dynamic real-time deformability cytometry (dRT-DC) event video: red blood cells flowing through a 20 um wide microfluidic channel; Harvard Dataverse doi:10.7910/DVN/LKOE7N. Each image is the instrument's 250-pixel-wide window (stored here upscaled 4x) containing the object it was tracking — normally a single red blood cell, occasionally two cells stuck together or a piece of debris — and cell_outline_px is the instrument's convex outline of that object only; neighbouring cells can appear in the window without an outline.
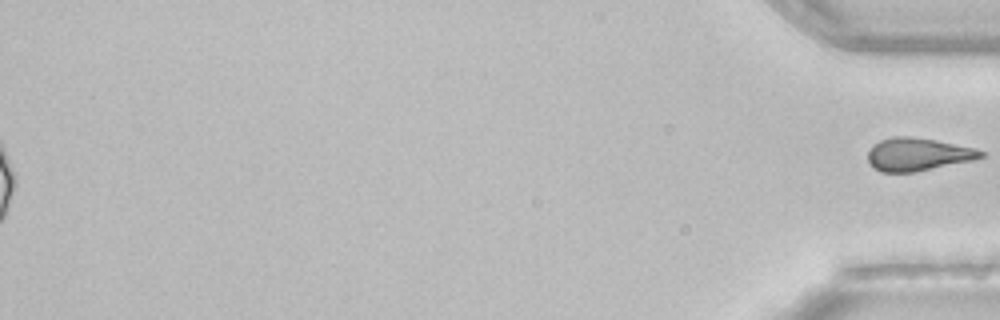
{"species": "common noctule bat (a hibernating species)", "species_latin": "Nyctalus noctula", "temperature_condition": "room temperature", "stored_images_in_passage": 35, "segment_of_instrument_passage": [2, 2], "camera_frame_rate_fps": 3000, "um_per_image_px": 0.085, "animal": {"sex": "female", "body_mass_g": 22.7, "forearm_length_mm": 54.2}, "frame": {"image": 1, "passage_image": 35, "time_ms": 11.333, "image_size_px": [1000, 320], "cell_outline_px": [[984, 156], [972, 160], [912, 172], [880, 172], [872, 168], [868, 164], [868, 148], [872, 144], [880, 140], [892, 136], [908, 136], [936, 140], [976, 148], [984, 152]], "centroid_in_image_um": [77.94, 13.11], "position_along_channel_um": 357.3, "area_um2": 21.73}}